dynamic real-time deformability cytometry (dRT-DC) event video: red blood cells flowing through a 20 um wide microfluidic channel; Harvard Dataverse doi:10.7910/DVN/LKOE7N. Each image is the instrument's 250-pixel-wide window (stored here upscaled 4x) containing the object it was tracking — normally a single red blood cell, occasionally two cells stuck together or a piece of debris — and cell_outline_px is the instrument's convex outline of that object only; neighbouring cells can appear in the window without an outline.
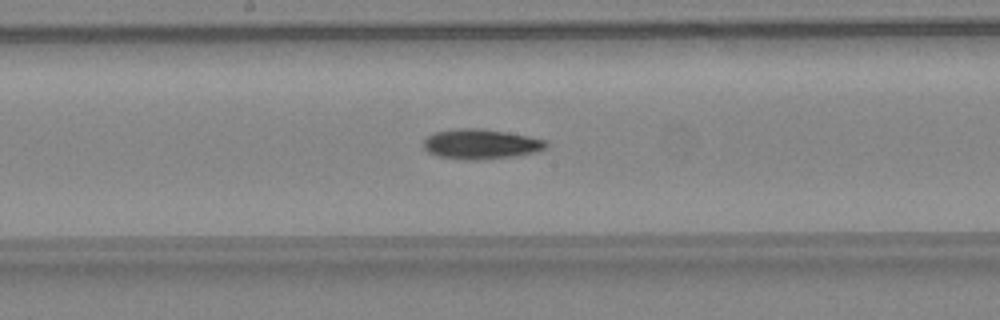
{"species": "common noctule bat (a hibernating species)", "species_latin": "Nyctalus noctula", "temperature_condition": "warm", "stored_images_in_passage": 32, "camera_frame_rate_fps": 3000, "um_per_image_px": 0.085, "animal": {"sex": "female", "body_mass_g": 24.6, "forearm_length_mm": 56.2}, "frame": {"image": 1, "passage_image": 19, "time_ms": 6.0, "image_size_px": [1000, 320], "cell_outline_px": [[548, 144], [540, 152], [516, 156], [476, 160], [460, 160], [440, 156], [428, 152], [424, 148], [424, 140], [428, 136], [436, 132], [456, 128], [476, 128], [504, 132], [528, 136], [548, 140]], "centroid_in_image_um": [40.9, 12.26], "position_along_channel_um": 207.3, "area_um2": 21.44}}
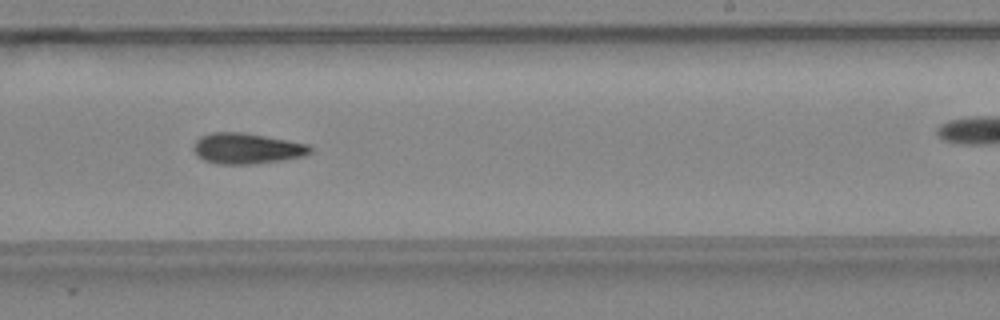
{"frame": {"image": 2, "passage_image": 23, "time_ms": 7.333, "image_size_px": [1000, 320], "cell_outline_px": [[312, 152], [304, 156], [284, 160], [252, 164], [216, 164], [204, 160], [196, 156], [192, 148], [196, 140], [200, 136], [212, 132], [244, 132], [308, 144], [312, 148]], "centroid_in_image_um": [20.95, 12.62], "position_along_channel_um": 268.0, "area_um2": 21.1}}